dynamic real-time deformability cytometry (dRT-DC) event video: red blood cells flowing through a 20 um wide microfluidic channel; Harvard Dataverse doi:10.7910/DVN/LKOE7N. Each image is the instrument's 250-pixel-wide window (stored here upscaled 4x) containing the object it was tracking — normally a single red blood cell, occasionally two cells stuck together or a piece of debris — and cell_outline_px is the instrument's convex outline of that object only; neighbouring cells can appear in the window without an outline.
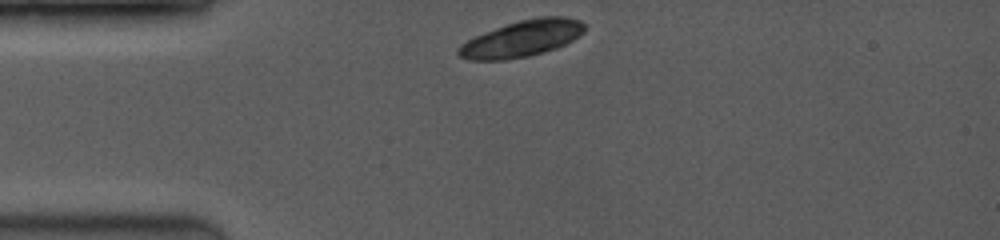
{"species": "common noctule bat (a hibernating species)", "species_latin": "Nyctalus noctula", "temperature_condition": "room temperature", "stored_images_in_passage": 4, "camera_frame_rate_fps": 3500, "um_per_image_px": 0.085, "animal": {"sex": "female", "body_mass_g": 19.0, "forearm_length_mm": 53.3}, "frame": {"image": 1, "passage_image": 1, "time_ms": 0.0, "image_size_px": [1000, 240], "cell_outline_px": [[584, 32], [572, 40], [556, 48], [544, 52], [528, 56], [504, 60], [472, 60], [460, 56], [456, 52], [460, 44], [484, 32], [520, 20], [536, 16], [564, 16], [580, 20], [584, 24]], "centroid_in_image_um": [44.38, 3.27], "position_along_channel_um": 40.6, "area_um2": 26.53}}